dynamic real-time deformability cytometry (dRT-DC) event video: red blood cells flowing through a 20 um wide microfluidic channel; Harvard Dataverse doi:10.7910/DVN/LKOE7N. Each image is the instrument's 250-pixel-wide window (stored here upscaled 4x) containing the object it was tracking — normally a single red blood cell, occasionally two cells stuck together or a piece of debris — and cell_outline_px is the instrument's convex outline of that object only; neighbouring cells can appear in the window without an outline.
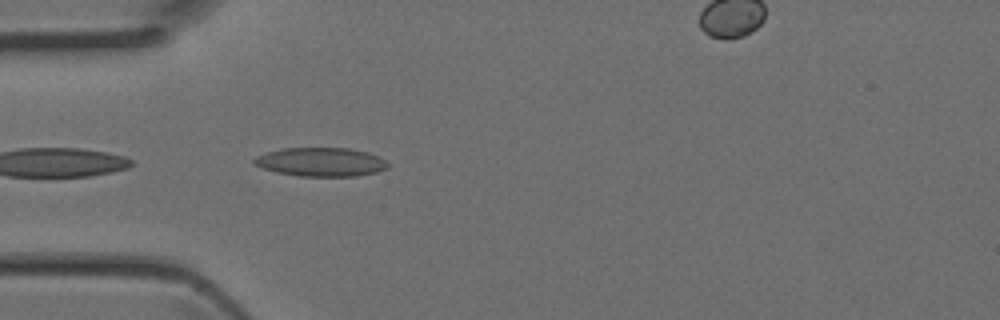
{"species": "Egyptian fruit bat (a non-hibernating species)", "species_latin": "Rousettus aegyptiacus", "temperature_condition": "room temperature", "stored_images_in_passage": 15, "camera_frame_rate_fps": 3000, "um_per_image_px": 0.085, "animal": {"sex": "female"}, "frame": {"image": 1, "passage_image": 2, "time_ms": 0.333, "image_size_px": [1000, 320], "cell_outline_px": [[388, 168], [376, 172], [356, 176], [300, 176], [276, 172], [252, 164], [252, 160], [256, 156], [280, 148], [348, 148], [368, 152], [384, 160], [388, 164]], "centroid_in_image_um": [27.25, 13.77], "position_along_channel_um": 57.8, "area_um2": 22.37}}
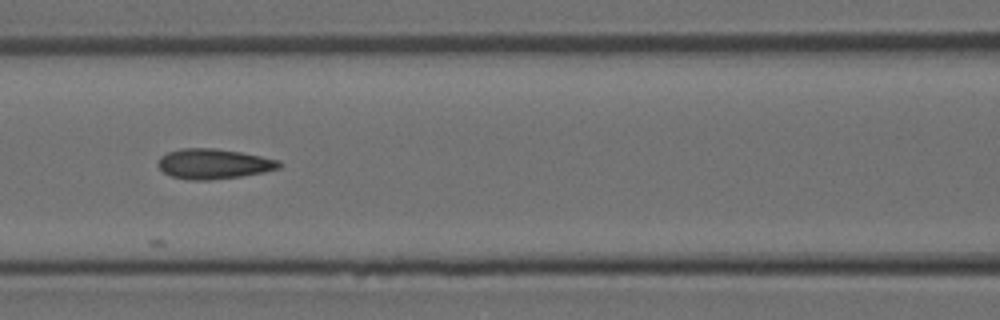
{"frame": {"image": 2, "passage_image": 8, "time_ms": 2.333, "image_size_px": [1000, 320], "cell_outline_px": [[284, 164], [280, 168], [264, 172], [240, 176], [208, 180], [188, 180], [172, 176], [164, 172], [156, 164], [160, 156], [168, 152], [180, 148], [216, 148], [240, 152], [280, 160]], "centroid_in_image_um": [18.16, 13.92], "position_along_channel_um": 148.4, "area_um2": 21.33}}
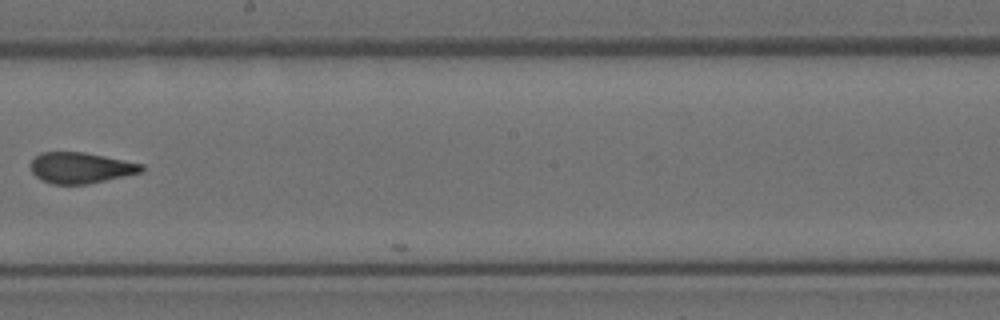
{"frame": {"image": 3, "passage_image": 14, "time_ms": 4.333, "image_size_px": [1000, 320], "cell_outline_px": [[144, 168], [140, 172], [124, 176], [88, 184], [52, 184], [40, 180], [32, 172], [32, 160], [40, 152], [84, 152], [144, 164]], "centroid_in_image_um": [6.85, 14.26], "position_along_channel_um": 241.4, "area_um2": 19.83}}